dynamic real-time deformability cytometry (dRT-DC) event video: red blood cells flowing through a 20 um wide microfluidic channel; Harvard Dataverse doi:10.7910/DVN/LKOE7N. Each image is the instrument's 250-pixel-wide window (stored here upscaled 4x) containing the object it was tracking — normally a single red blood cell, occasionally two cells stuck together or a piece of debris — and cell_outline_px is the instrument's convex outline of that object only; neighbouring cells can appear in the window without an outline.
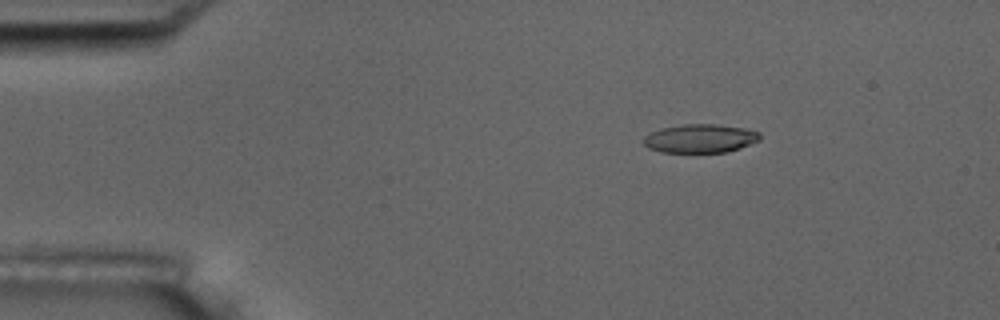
{"species": "common noctule bat (a hibernating species)", "species_latin": "Nyctalus noctula", "temperature_condition": "room temperature", "stored_images_in_passage": 15, "camera_frame_rate_fps": 3000, "um_per_image_px": 0.085, "animal": {"sex": "male", "body_mass_g": 17.5, "forearm_length_mm": 52.3}, "frame": {"image": 1, "passage_image": 3, "time_ms": 2.0, "image_size_px": [1000, 320], "cell_outline_px": [[760, 140], [740, 148], [728, 152], [660, 152], [648, 148], [644, 144], [644, 136], [660, 128], [684, 124], [716, 124], [744, 128], [760, 132]], "centroid_in_image_um": [59.52, 11.77], "position_along_channel_um": 25.5, "area_um2": 19.42}}
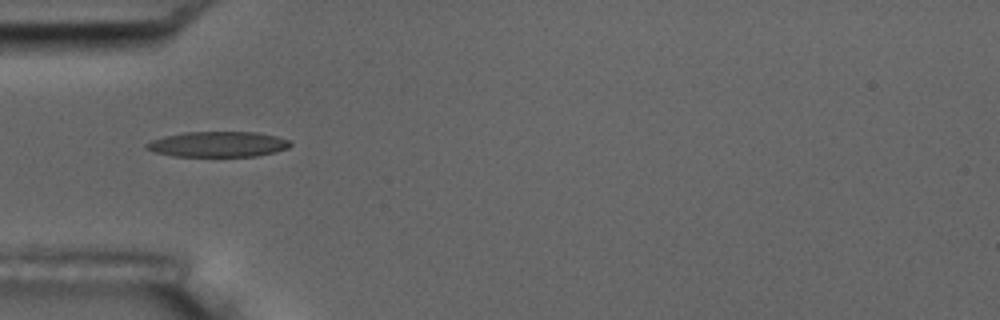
{"frame": {"image": 2, "passage_image": 5, "time_ms": 5.0, "image_size_px": [1000, 320], "cell_outline_px": [[292, 144], [288, 148], [276, 152], [256, 156], [172, 156], [156, 152], [144, 148], [144, 144], [152, 140], [164, 136], [184, 132], [256, 132], [276, 136], [288, 140]], "centroid_in_image_um": [18.51, 12.26], "position_along_channel_um": 66.5, "area_um2": 21.33}}
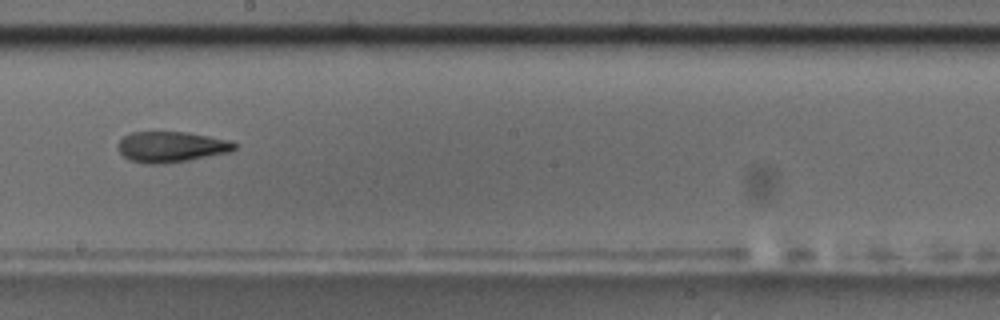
{"frame": {"image": 3, "passage_image": 9, "time_ms": 9.667, "image_size_px": [1000, 320], "cell_outline_px": [[236, 148], [232, 152], [188, 160], [164, 164], [144, 164], [128, 160], [116, 148], [120, 140], [124, 136], [132, 132], [184, 132], [232, 140], [236, 144]], "centroid_in_image_um": [14.56, 12.49], "position_along_channel_um": 233.6, "area_um2": 21.04}, "authors_computed_cell_mechanics": {"area_um2": 20.23, "velocity_mm_per_s": 3.595, "shape_relaxation_time_tau1_ms": 7.3949, "shape_relaxation_time_tau2_ms": 3.2679, "deformation_change_tau1": 0.1461, "deformation_change_tau2": 0.1128}}